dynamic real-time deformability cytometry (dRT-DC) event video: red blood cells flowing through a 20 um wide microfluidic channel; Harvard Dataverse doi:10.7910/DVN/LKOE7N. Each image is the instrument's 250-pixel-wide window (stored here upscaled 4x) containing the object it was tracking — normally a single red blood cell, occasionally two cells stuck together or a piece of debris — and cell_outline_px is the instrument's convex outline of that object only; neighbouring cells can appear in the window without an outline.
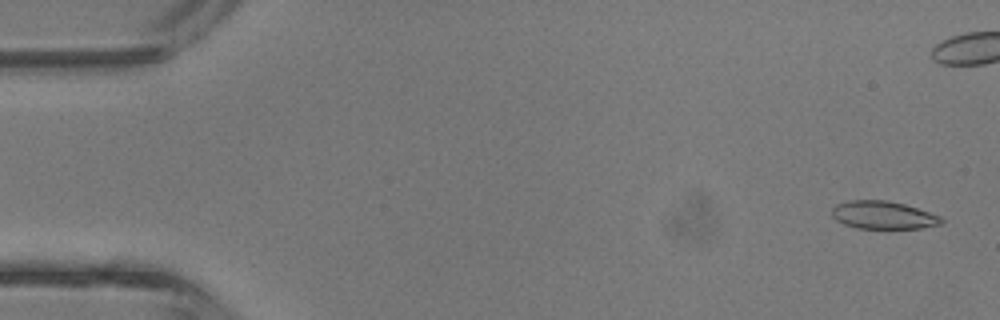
{"species": "common noctule bat (a hibernating species)", "species_latin": "Nyctalus noctula", "temperature_condition": "room temperature", "stored_images_in_passage": 43, "camera_frame_rate_fps": 3000, "um_per_image_px": 0.085, "animal": {"sex": "male", "body_mass_g": 13.3}, "frame": {"image": 1, "passage_image": 2, "time_ms": 0.333, "image_size_px": [1000, 320], "cell_outline_px": [[944, 224], [920, 228], [856, 228], [844, 224], [836, 220], [832, 216], [832, 208], [836, 204], [848, 200], [884, 200], [904, 204], [940, 216], [944, 220]], "centroid_in_image_um": [75.06, 18.28], "position_along_channel_um": 9.9, "area_um2": 17.74}}
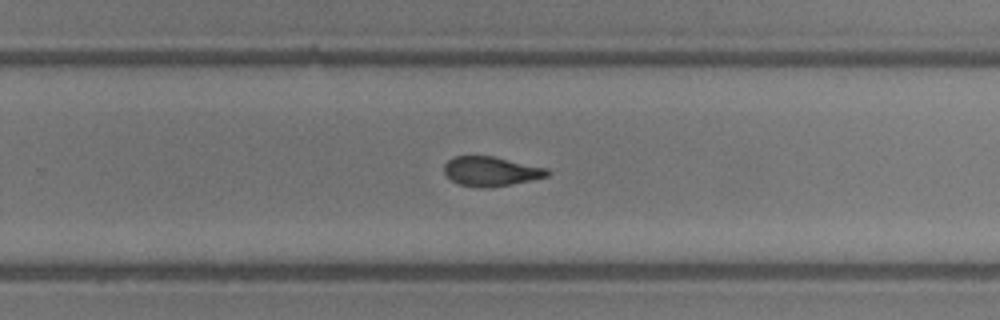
{"frame": {"image": 2, "passage_image": 27, "time_ms": 8.667, "image_size_px": [1000, 320], "cell_outline_px": [[552, 172], [548, 176], [512, 184], [488, 188], [480, 188], [460, 184], [452, 180], [444, 172], [444, 164], [448, 160], [456, 156], [492, 156], [548, 168]], "centroid_in_image_um": [41.75, 14.56], "position_along_channel_um": 288.0, "area_um2": 17.69}}
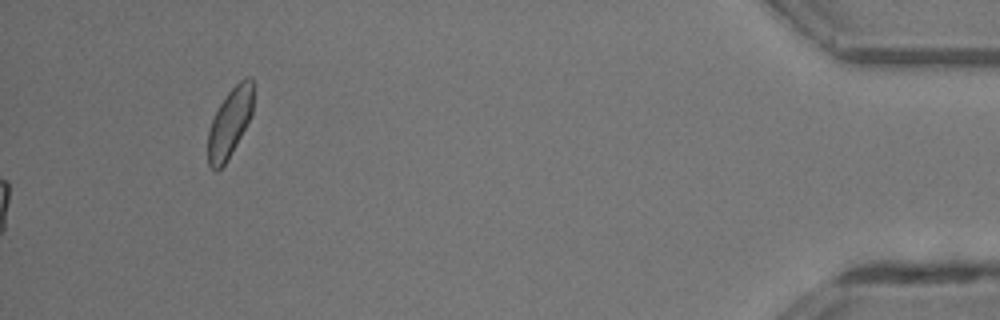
{"frame": {"image": 3, "passage_image": 43, "time_ms": 14.0, "image_size_px": [1000, 320], "cell_outline_px": [[252, 112], [236, 144], [224, 164], [216, 172], [208, 164], [208, 132], [212, 120], [220, 104], [228, 92], [244, 76], [252, 76]], "centroid_in_image_um": [19.51, 10.41], "position_along_channel_um": 415.7, "area_um2": 17.69}, "authors_computed_cell_mechanics": {"area_um2": 18.207, "velocity_mm_per_s": 4.9469, "shape_relaxation_time_tau1_ms": null, "shape_relaxation_time_tau2_ms": 2.4913, "deformation_change_tau1": null, "deformation_change_tau2": 0.1115}}